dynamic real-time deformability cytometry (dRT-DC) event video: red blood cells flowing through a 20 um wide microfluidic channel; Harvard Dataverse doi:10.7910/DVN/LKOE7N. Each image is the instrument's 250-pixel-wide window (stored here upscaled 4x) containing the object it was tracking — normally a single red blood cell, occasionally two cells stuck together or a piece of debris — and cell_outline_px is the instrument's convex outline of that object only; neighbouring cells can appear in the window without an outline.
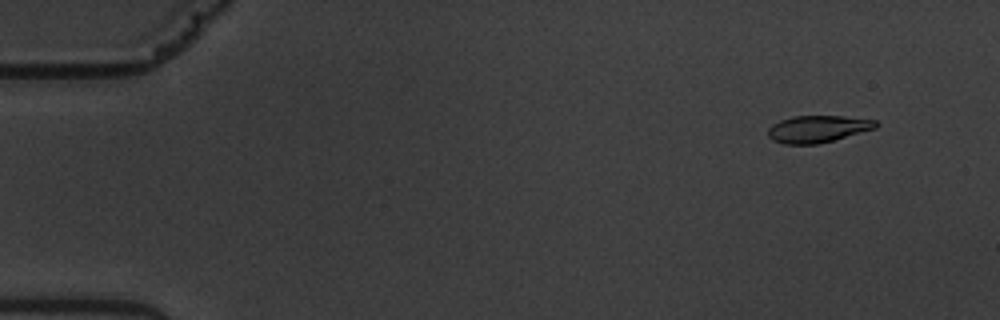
{"species": "common noctule bat (a hibernating species)", "species_latin": "Nyctalus noctula", "temperature_condition": "warm", "stored_images_in_passage": 7, "camera_frame_rate_fps": 3000, "um_per_image_px": 0.085, "animal": {"sex": "male", "body_mass_g": 19.5, "forearm_length_mm": 54.6}, "frame": {"image": 1, "passage_image": 2, "time_ms": 1.333, "image_size_px": [1000, 320], "cell_outline_px": [[880, 124], [876, 128], [832, 140], [816, 144], [784, 144], [772, 140], [768, 136], [768, 128], [772, 124], [780, 120], [792, 116], [844, 116], [876, 120]], "centroid_in_image_um": [69.49, 10.95], "position_along_channel_um": 15.5, "area_um2": 16.94}}
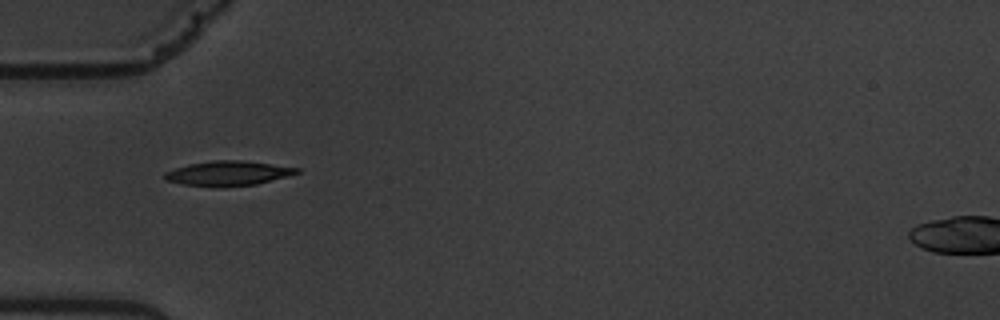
{"frame": {"image": 2, "passage_image": 5, "time_ms": 6.0, "image_size_px": [1000, 320], "cell_outline_px": [[300, 172], [288, 176], [256, 184], [224, 188], [216, 188], [184, 184], [164, 180], [164, 172], [188, 164], [212, 160], [240, 160], [300, 168]], "centroid_in_image_um": [19.35, 14.75], "position_along_channel_um": 65.6, "area_um2": 19.19}}
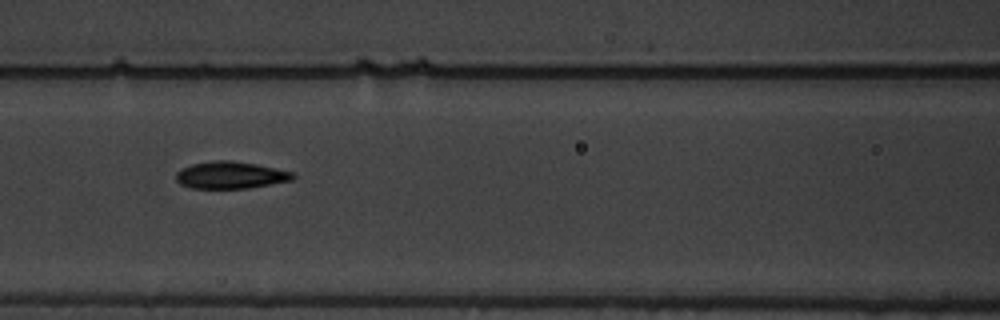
{"frame": {"image": 3, "passage_image": 7, "time_ms": 8.333, "image_size_px": [1000, 320], "cell_outline_px": [[296, 176], [292, 180], [248, 188], [192, 188], [180, 184], [176, 180], [176, 172], [180, 168], [192, 164], [212, 160], [232, 160], [256, 164], [296, 172]], "centroid_in_image_um": [19.6, 14.87], "position_along_channel_um": 147.0, "area_um2": 18.61}}